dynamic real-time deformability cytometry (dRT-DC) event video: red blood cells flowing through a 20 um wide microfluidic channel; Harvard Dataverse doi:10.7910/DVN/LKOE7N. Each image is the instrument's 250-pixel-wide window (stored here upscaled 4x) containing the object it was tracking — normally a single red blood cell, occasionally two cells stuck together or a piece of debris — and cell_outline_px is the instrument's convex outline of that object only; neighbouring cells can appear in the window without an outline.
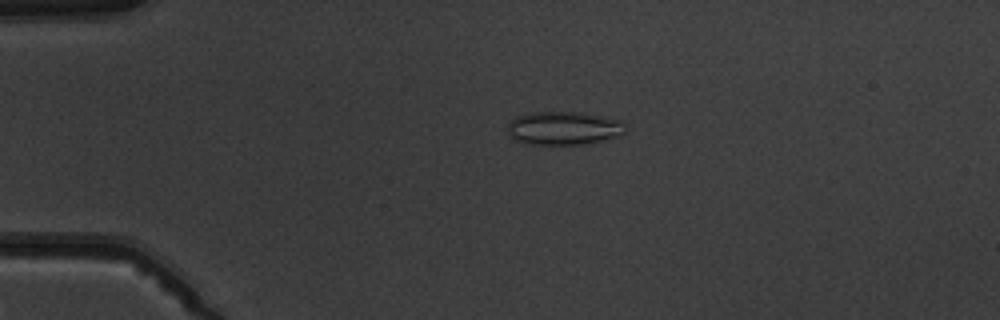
{"species": "common noctule bat (a hibernating species)", "species_latin": "Nyctalus noctula", "temperature_condition": "warm", "stored_images_in_passage": 5, "camera_frame_rate_fps": 3000, "um_per_image_px": 0.085, "animal": {"sex": "male", "body_mass_g": 19.5, "forearm_length_mm": 54.6}, "frame": {"image": 1, "passage_image": 4, "time_ms": 3.333, "image_size_px": [1000, 320], "cell_outline_px": [[624, 132], [620, 136], [580, 144], [524, 144], [508, 136], [508, 124], [516, 116], [532, 112], [580, 112], [620, 120], [624, 124]], "centroid_in_image_um": [47.86, 10.89], "position_along_channel_um": 37.1, "area_um2": 22.77}}